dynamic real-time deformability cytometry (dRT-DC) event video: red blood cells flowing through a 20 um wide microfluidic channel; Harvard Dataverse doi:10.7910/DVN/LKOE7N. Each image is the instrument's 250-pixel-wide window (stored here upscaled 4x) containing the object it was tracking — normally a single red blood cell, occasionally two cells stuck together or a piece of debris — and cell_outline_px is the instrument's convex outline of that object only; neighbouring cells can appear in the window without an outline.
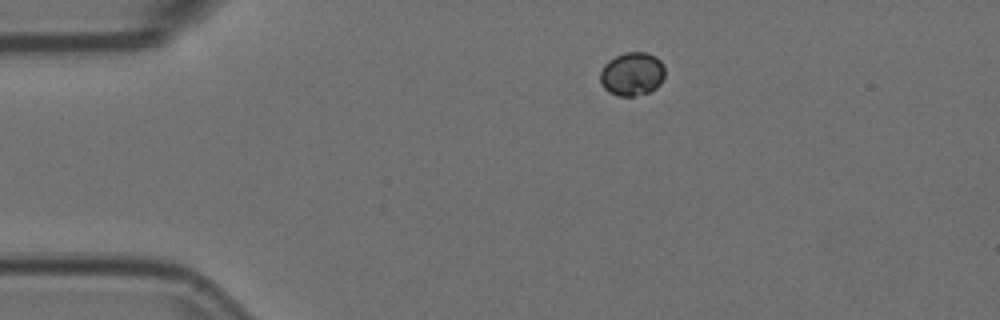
{"species": "Egyptian fruit bat (a non-hibernating species)", "species_latin": "Rousettus aegyptiacus", "temperature_condition": "room temperature", "stored_images_in_passage": 46, "camera_frame_rate_fps": 3000, "um_per_image_px": 0.085, "animal": {"sex": "female"}, "frame": {"image": 1, "passage_image": 1, "time_ms": 0.0, "image_size_px": [1000, 320], "cell_outline_px": [[664, 76], [660, 84], [656, 88], [648, 92], [632, 96], [620, 96], [608, 92], [600, 84], [600, 72], [604, 64], [608, 60], [624, 52], [644, 52], [656, 56], [664, 64]], "centroid_in_image_um": [53.72, 6.28], "position_along_channel_um": 31.3, "area_um2": 16.53}}
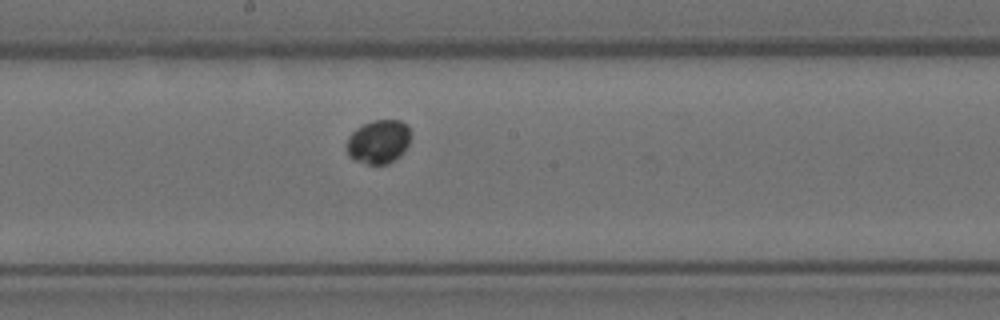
{"frame": {"image": 2, "passage_image": 20, "time_ms": 6.333, "image_size_px": [1000, 320], "cell_outline_px": [[412, 132], [408, 144], [404, 152], [400, 156], [388, 164], [368, 164], [356, 160], [348, 156], [348, 136], [356, 128], [372, 120], [400, 120], [408, 124]], "centroid_in_image_um": [32.22, 12.03], "position_along_channel_um": 216.0, "area_um2": 16.47}}
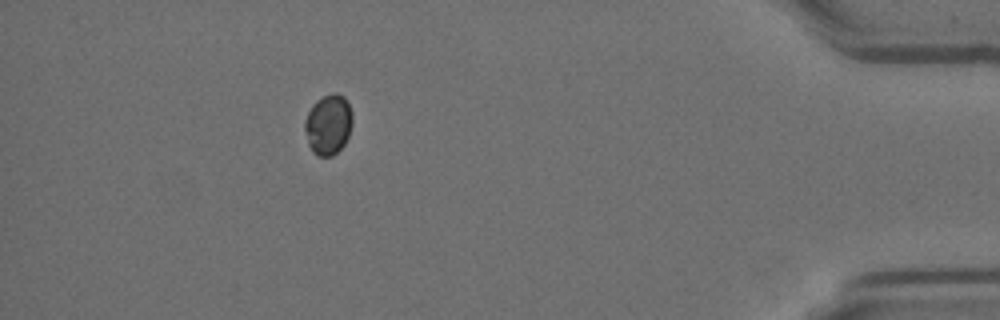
{"frame": {"image": 3, "passage_image": 40, "time_ms": 13.0, "image_size_px": [1000, 320], "cell_outline_px": [[352, 124], [348, 136], [344, 144], [332, 156], [316, 156], [312, 152], [308, 144], [304, 132], [304, 124], [308, 112], [312, 104], [316, 100], [332, 92], [336, 92], [344, 96], [352, 112]], "centroid_in_image_um": [27.89, 10.58], "position_along_channel_um": 407.3, "area_um2": 16.88}}